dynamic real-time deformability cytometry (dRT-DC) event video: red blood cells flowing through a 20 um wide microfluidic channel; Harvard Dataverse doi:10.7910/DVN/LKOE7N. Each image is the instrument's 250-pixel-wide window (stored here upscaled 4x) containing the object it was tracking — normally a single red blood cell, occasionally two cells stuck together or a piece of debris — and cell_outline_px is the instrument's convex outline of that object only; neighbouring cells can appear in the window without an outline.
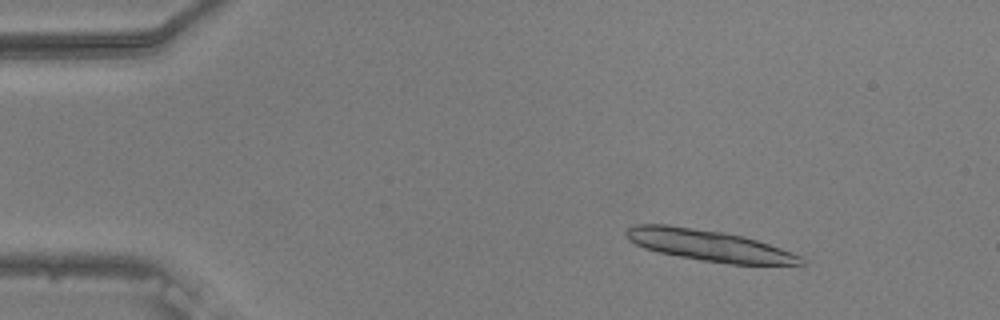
{"species": "common noctule bat (a hibernating species)", "species_latin": "Nyctalus noctula", "temperature_condition": "warm", "stored_images_in_passage": 13, "camera_frame_rate_fps": 3000, "um_per_image_px": 0.085, "animal": {"sex": "male", "body_mass_g": 20.5, "forearm_length_mm": 52.5}, "frame": {"image": 1, "passage_image": 8, "time_ms": 2.333, "image_size_px": [1000, 320], "cell_outline_px": [[804, 264], [732, 264], [700, 260], [660, 252], [644, 248], [628, 240], [624, 232], [628, 228], [636, 224], [668, 224], [720, 232], [740, 236], [756, 240], [780, 248], [800, 256], [804, 260]], "centroid_in_image_um": [60.19, 20.85], "position_along_channel_um": 24.8, "area_um2": 31.15}}